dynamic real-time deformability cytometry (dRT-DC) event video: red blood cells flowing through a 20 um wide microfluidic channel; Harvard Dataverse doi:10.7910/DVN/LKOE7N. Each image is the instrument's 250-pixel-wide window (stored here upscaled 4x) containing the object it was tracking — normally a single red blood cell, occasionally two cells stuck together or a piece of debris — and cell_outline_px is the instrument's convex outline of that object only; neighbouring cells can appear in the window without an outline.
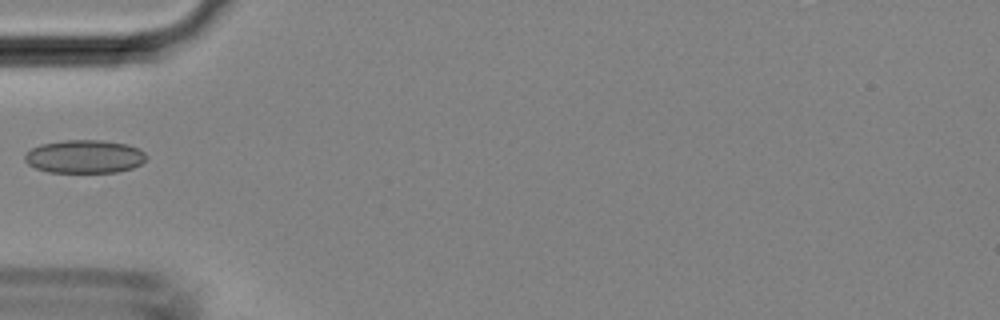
{"species": "Egyptian fruit bat (a non-hibernating species)", "species_latin": "Rousettus aegyptiacus", "temperature_condition": "room temperature", "stored_images_in_passage": 28, "camera_frame_rate_fps": 3000, "um_per_image_px": 0.085, "animal": {"sex": "female"}, "frame": {"image": 1, "passage_image": 1, "time_ms": 0.0, "image_size_px": [1000, 320], "cell_outline_px": [[136, 164], [124, 168], [104, 172], [64, 172], [44, 168], [36, 164], [52, 144], [116, 144], [128, 148]], "centroid_in_image_um": [7.34, 13.42], "position_along_channel_um": 77.7, "area_um2": 16.76}}
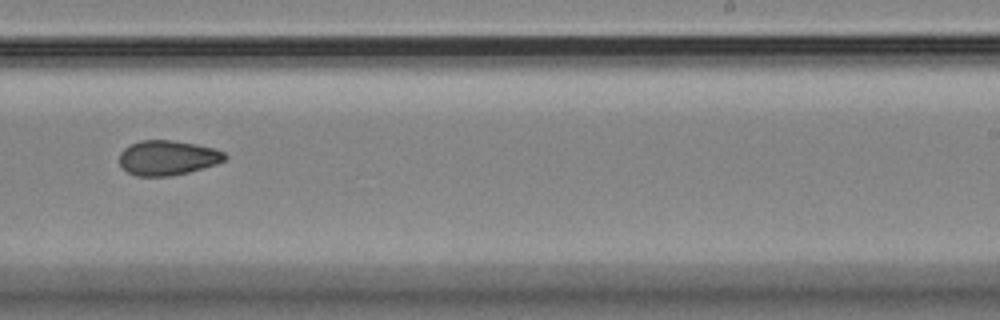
{"frame": {"image": 2, "passage_image": 14, "time_ms": 4.333, "image_size_px": [1000, 320], "cell_outline_px": [[224, 156], [220, 160], [196, 168], [180, 172], [132, 172], [120, 160], [124, 152], [128, 148], [136, 144], [156, 140], [184, 144], [204, 148], [220, 152]], "centroid_in_image_um": [14.22, 13.36], "position_along_channel_um": 274.8, "area_um2": 17.28}}
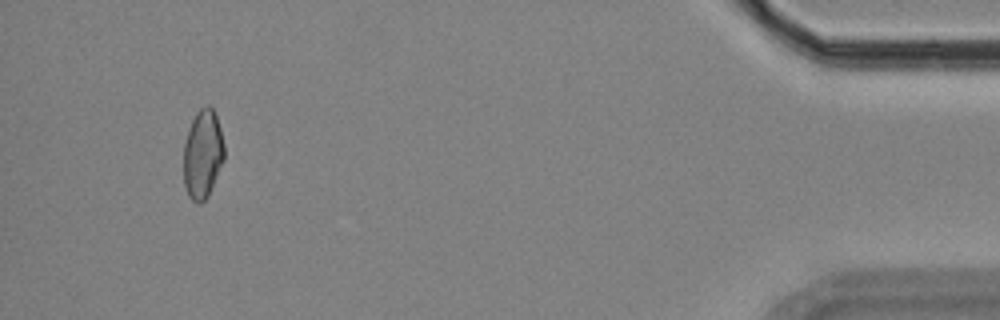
{"frame": {"image": 3, "passage_image": 28, "time_ms": 9.0, "image_size_px": [1000, 320], "cell_outline_px": [[224, 156], [208, 192], [204, 196], [188, 188], [188, 180], [208, 120], [212, 112], [216, 120], [224, 152]], "centroid_in_image_um": [17.59, 13.52], "position_along_channel_um": 417.6, "area_um2": 11.68}}